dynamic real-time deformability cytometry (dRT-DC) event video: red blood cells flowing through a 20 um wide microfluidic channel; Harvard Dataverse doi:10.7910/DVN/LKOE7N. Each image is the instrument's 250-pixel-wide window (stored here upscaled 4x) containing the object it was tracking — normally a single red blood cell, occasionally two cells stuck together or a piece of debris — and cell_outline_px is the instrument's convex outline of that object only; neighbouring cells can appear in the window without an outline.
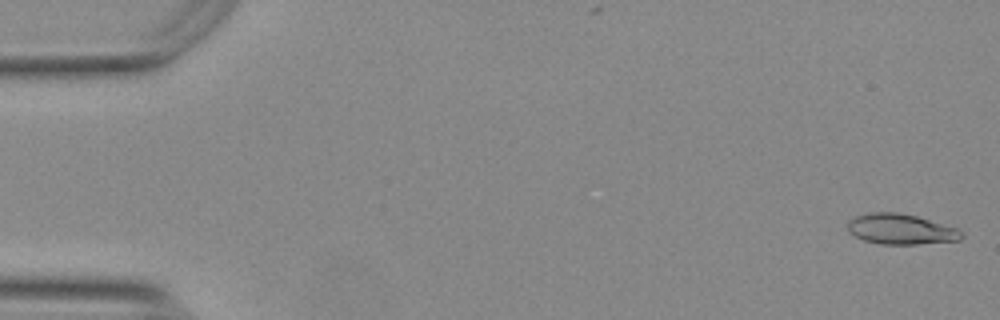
{"species": "Egyptian fruit bat (a non-hibernating species)", "species_latin": "Rousettus aegyptiacus", "temperature_condition": "warm", "stored_images_in_passage": 55, "camera_frame_rate_fps": 3000, "um_per_image_px": 0.085, "animal": {"sex": "female"}, "frame": {"image": 1, "passage_image": 2, "time_ms": 0.333, "image_size_px": [1000, 320], "cell_outline_px": [[964, 236], [960, 240], [916, 244], [880, 244], [864, 240], [848, 232], [848, 220], [856, 216], [872, 212], [896, 212], [916, 216], [956, 228], [964, 232]], "centroid_in_image_um": [76.56, 19.48], "position_along_channel_um": 8.4, "area_um2": 20.06}}
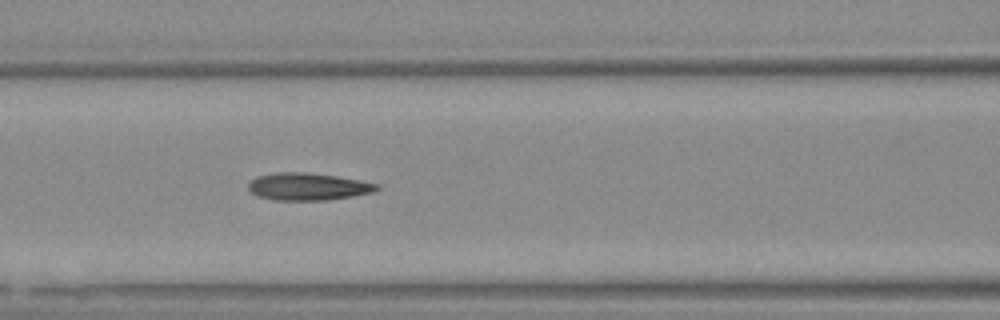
{"frame": {"image": 2, "passage_image": 24, "time_ms": 7.667, "image_size_px": [1000, 320], "cell_outline_px": [[380, 188], [372, 192], [352, 196], [324, 200], [276, 200], [260, 196], [252, 192], [248, 188], [248, 184], [256, 176], [276, 172], [304, 172], [336, 176], [360, 180], [380, 184]], "centroid_in_image_um": [26.19, 15.85], "position_along_channel_um": 140.4, "area_um2": 20.29}}
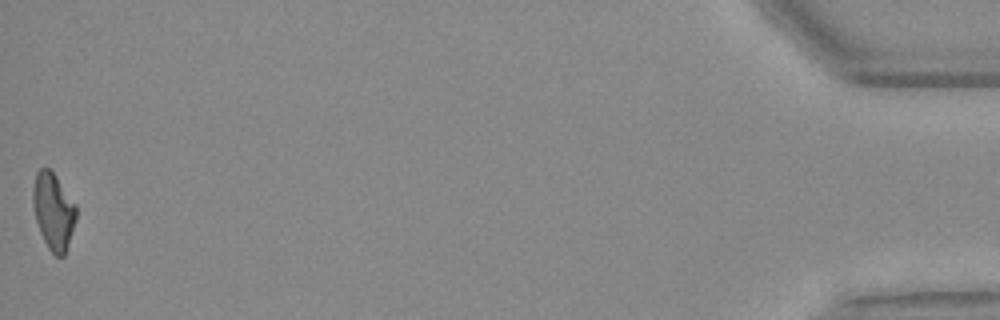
{"frame": {"image": 3, "passage_image": 55, "time_ms": 18.0, "image_size_px": [1000, 320], "cell_outline_px": [[76, 216], [64, 256], [56, 256], [48, 248], [40, 232], [36, 220], [32, 204], [32, 188], [36, 172], [40, 168], [48, 168], [56, 176], [76, 208]], "centroid_in_image_um": [4.49, 17.94], "position_along_channel_um": 430.7, "area_um2": 18.84}, "authors_computed_cell_mechanics": {"area_um2": 19.7098, "velocity_mm_per_s": 3.7694, "shape_relaxation_time_tau1_ms": null, "shape_relaxation_time_tau2_ms": 3.0062, "deformation_change_tau1": null, "deformation_change_tau2": 0.1181}}